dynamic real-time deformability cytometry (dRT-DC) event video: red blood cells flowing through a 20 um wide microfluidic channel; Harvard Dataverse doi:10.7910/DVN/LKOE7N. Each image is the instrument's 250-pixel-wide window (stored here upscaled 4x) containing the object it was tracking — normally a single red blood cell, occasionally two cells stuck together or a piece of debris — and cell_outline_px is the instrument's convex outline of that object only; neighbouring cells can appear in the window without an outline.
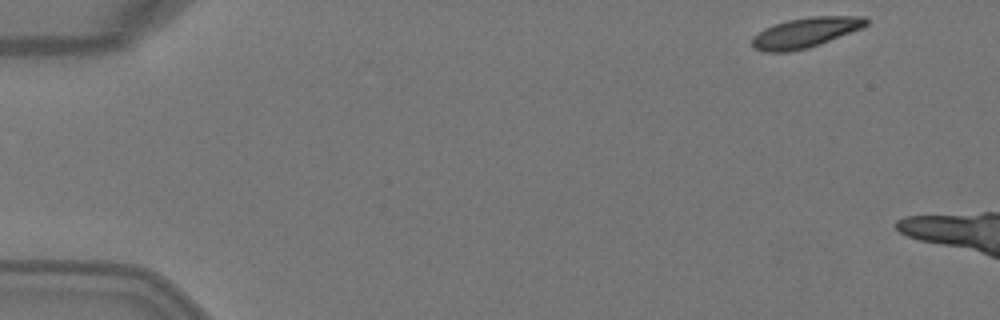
{"species": "Egyptian fruit bat (a non-hibernating species)", "species_latin": "Rousettus aegyptiacus", "temperature_condition": "warm", "stored_images_in_passage": 3, "camera_frame_rate_fps": 3000, "um_per_image_px": 0.085, "animal": {"sex": "female"}, "frame": {"image": 1, "passage_image": 1, "time_ms": 0.0, "image_size_px": [1000, 320], "cell_outline_px": [[868, 24], [860, 28], [820, 44], [808, 48], [788, 52], [764, 52], [752, 48], [752, 36], [764, 28], [788, 20], [812, 16], [864, 16], [868, 20]], "centroid_in_image_um": [68.42, 2.78], "position_along_channel_um": 16.6, "area_um2": 19.88}}